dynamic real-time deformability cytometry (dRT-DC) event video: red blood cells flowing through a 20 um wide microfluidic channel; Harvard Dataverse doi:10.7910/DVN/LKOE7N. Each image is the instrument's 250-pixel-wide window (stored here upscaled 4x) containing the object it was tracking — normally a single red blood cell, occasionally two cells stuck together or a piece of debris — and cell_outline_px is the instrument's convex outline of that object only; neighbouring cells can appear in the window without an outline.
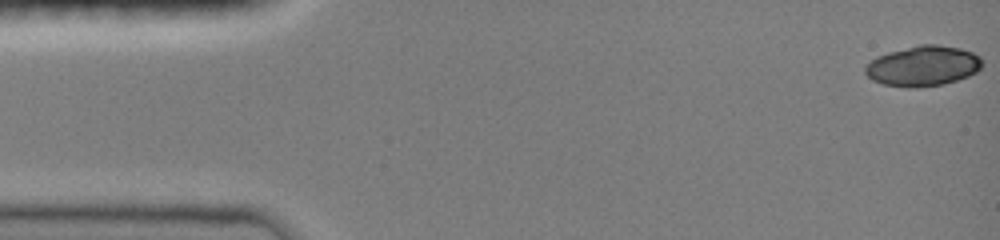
{"species": "common noctule bat (a hibernating species)", "species_latin": "Nyctalus noctula", "temperature_condition": "room temperature", "stored_images_in_passage": 22, "camera_frame_rate_fps": 3000, "um_per_image_px": 0.085, "animal": {"sex": "female", "body_mass_g": 19.0, "forearm_length_mm": 51.5}, "frame": {"image": 1, "passage_image": 1, "time_ms": 0.0, "image_size_px": [1000, 240], "cell_outline_px": [[980, 68], [976, 72], [968, 76], [944, 84], [916, 88], [908, 88], [884, 84], [872, 80], [864, 72], [864, 68], [876, 56], [888, 52], [920, 44], [936, 44], [960, 48], [972, 52], [980, 56]], "centroid_in_image_um": [78.43, 5.61], "position_along_channel_um": 6.6, "area_um2": 27.4}}
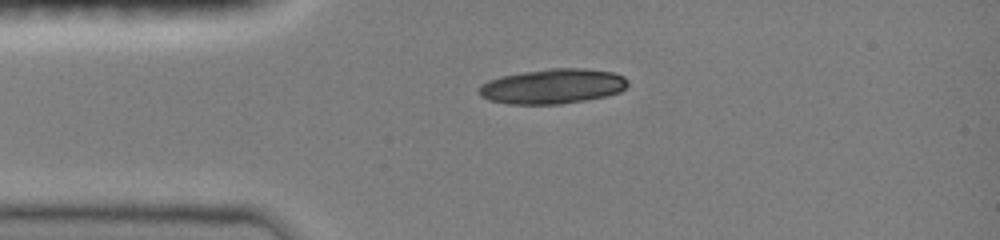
{"frame": {"image": 2, "passage_image": 10, "time_ms": 3.333, "image_size_px": [1000, 240], "cell_outline_px": [[628, 84], [620, 92], [608, 96], [560, 104], [508, 104], [488, 100], [480, 96], [476, 92], [488, 80], [504, 76], [524, 72], [552, 68], [584, 68], [612, 72], [624, 76], [628, 80]], "centroid_in_image_um": [46.99, 7.34], "position_along_channel_um": 38.0, "area_um2": 30.23}}